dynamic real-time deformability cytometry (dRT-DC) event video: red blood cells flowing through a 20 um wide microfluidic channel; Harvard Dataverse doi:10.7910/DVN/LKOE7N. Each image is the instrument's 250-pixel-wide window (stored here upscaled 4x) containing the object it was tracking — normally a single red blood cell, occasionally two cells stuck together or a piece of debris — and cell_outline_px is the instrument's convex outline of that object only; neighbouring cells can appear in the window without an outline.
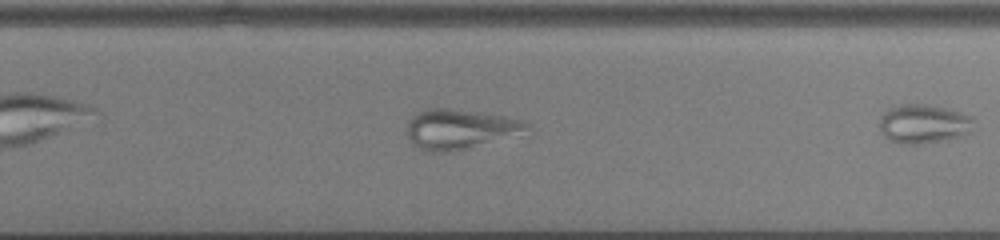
{"species": "common noctule bat (a hibernating species)", "species_latin": "Nyctalus noctula", "temperature_condition": "cold", "stored_images_in_passage": 27, "camera_frame_rate_fps": 3000, "um_per_image_px": 0.085, "animal": {"sex": "male", "body_mass_g": 13.0, "forearm_length_mm": 53.1}, "frame": {"image": 1, "passage_image": 20, "time_ms": 6.333, "image_size_px": [1000, 240], "cell_outline_px": [[532, 128], [452, 152], [432, 152], [420, 148], [412, 144], [408, 136], [408, 120], [416, 112], [428, 108], [448, 108], [480, 112], [504, 116], [524, 120], [532, 124]], "centroid_in_image_um": [39.02, 10.94], "position_along_channel_um": 290.8, "area_um2": 27.22}}